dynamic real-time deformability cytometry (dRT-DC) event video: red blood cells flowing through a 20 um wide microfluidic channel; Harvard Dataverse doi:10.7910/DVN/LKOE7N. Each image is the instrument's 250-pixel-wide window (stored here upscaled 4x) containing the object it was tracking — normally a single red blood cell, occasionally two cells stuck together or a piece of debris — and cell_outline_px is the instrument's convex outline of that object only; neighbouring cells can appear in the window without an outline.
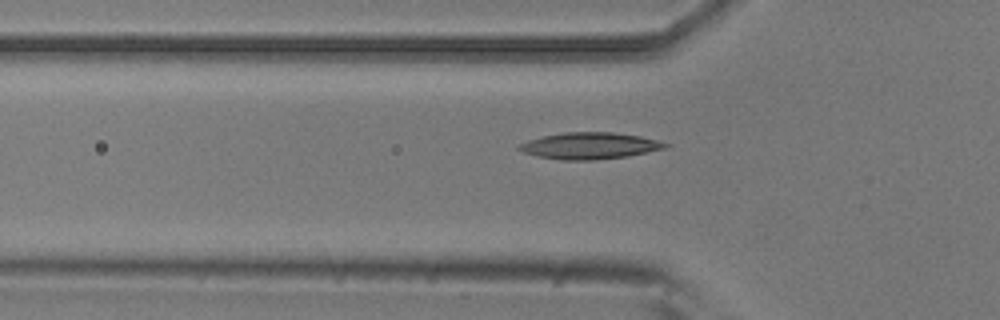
{"species": "common noctule bat (a hibernating species)", "species_latin": "Nyctalus noctula", "temperature_condition": "room temperature", "stored_images_in_passage": 5, "camera_frame_rate_fps": 3000, "um_per_image_px": 0.085, "animal": {"sex": "male", "body_mass_g": 20.5, "forearm_length_mm": 52.5}, "frame": {"image": 1, "passage_image": 3, "time_ms": 0.667, "image_size_px": [1000, 320], "cell_outline_px": [[672, 144], [664, 148], [628, 156], [592, 160], [560, 160], [536, 156], [524, 152], [516, 148], [520, 144], [528, 140], [544, 136], [564, 132], [612, 132], [640, 136]], "centroid_in_image_um": [50.11, 12.39], "position_along_channel_um": 75.7, "area_um2": 22.48}}
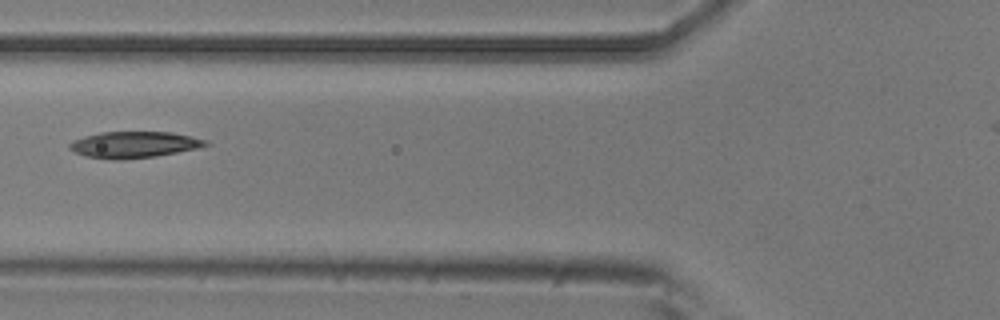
{"frame": {"image": 2, "passage_image": 4, "time_ms": 1.0, "image_size_px": [1000, 320], "cell_outline_px": [[208, 144], [196, 148], [156, 156], [124, 160], [112, 160], [84, 156], [68, 148], [68, 144], [72, 140], [84, 136], [100, 132], [172, 132], [192, 136], [208, 140]], "centroid_in_image_um": [11.34, 12.3], "position_along_channel_um": 114.5, "area_um2": 20.98}}
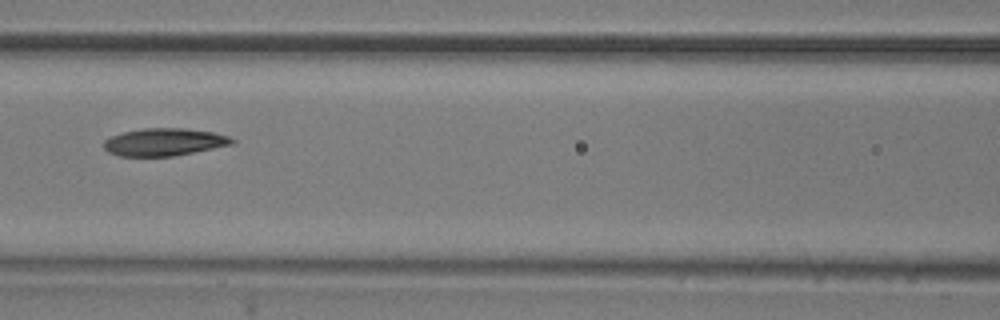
{"frame": {"image": 3, "passage_image": 5, "time_ms": 1.333, "image_size_px": [1000, 320], "cell_outline_px": [[236, 144], [172, 156], [120, 156], [108, 152], [104, 148], [104, 140], [112, 136], [124, 132], [144, 128], [184, 128], [212, 132], [228, 136], [236, 140]], "centroid_in_image_um": [13.98, 12.07], "position_along_channel_um": 152.6, "area_um2": 20.52}}